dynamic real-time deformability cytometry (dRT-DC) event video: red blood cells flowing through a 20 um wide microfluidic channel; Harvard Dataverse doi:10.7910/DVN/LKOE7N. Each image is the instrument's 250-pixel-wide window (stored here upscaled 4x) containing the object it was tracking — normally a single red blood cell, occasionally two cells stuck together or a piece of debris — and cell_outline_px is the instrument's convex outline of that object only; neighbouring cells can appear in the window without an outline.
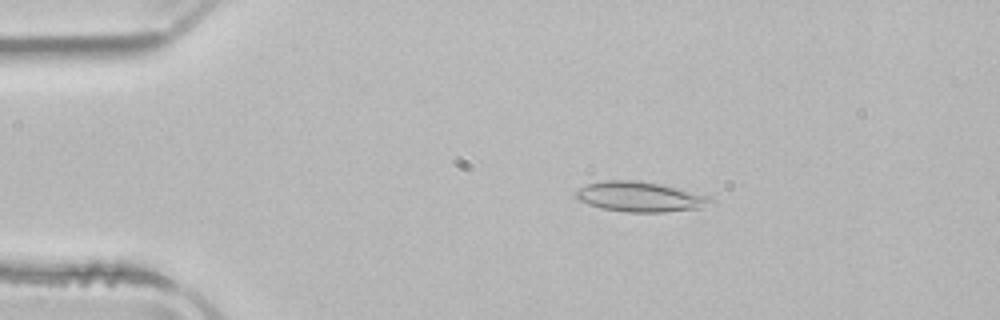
{"species": "common noctule bat (a hibernating species)", "species_latin": "Nyctalus noctula", "temperature_condition": "room temperature", "stored_images_in_passage": 52, "camera_frame_rate_fps": 3000, "um_per_image_px": 0.085, "animal": {"sex": "male", "body_mass_g": 21.5, "forearm_length_mm": 52.0}, "frame": {"image": 1, "passage_image": 10, "time_ms": 3.0, "image_size_px": [1000, 320], "cell_outline_px": [[712, 200], [700, 208], [664, 212], [628, 212], [600, 208], [588, 204], [580, 200], [576, 196], [576, 192], [580, 188], [588, 184], [604, 180], [632, 180], [660, 184], [708, 196]], "centroid_in_image_um": [54.35, 16.73], "position_along_channel_um": 30.6, "area_um2": 23.06}}
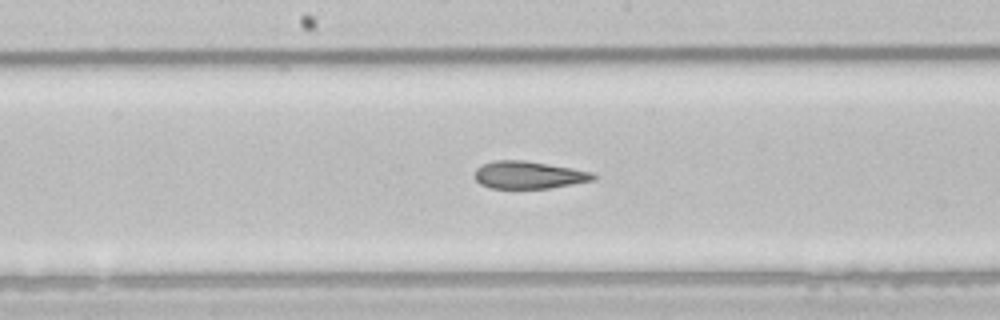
{"frame": {"image": 2, "passage_image": 27, "time_ms": 8.667, "image_size_px": [1000, 320], "cell_outline_px": [[596, 176], [592, 180], [572, 184], [548, 188], [492, 188], [480, 184], [476, 180], [476, 168], [484, 164], [496, 160], [524, 160], [572, 168], [592, 172]], "centroid_in_image_um": [44.93, 14.87], "position_along_channel_um": 203.3, "area_um2": 18.67}}
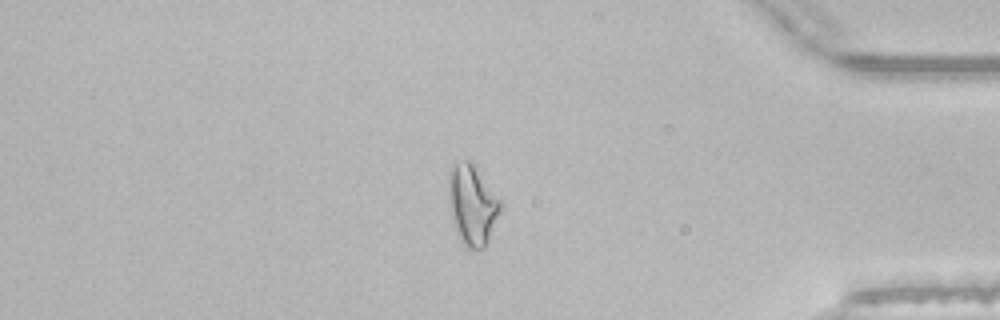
{"frame": {"image": 3, "passage_image": 44, "time_ms": 14.333, "image_size_px": [1000, 320], "cell_outline_px": [[500, 212], [488, 240], [484, 248], [468, 248], [460, 240], [456, 232], [448, 200], [448, 180], [452, 168], [456, 164], [464, 160], [468, 160], [472, 164], [500, 200]], "centroid_in_image_um": [40.12, 17.44], "position_along_channel_um": 395.1, "area_um2": 23.41}, "authors_computed_cell_mechanics": {"area_um2": 22.0507, "velocity_mm_per_s": 3.9304, "shape_relaxation_time_tau1_ms": 9.2626, "shape_relaxation_time_tau2_ms": 3.3936, "deformation_change_tau1": 0.2194, "deformation_change_tau2": 0.1231}}